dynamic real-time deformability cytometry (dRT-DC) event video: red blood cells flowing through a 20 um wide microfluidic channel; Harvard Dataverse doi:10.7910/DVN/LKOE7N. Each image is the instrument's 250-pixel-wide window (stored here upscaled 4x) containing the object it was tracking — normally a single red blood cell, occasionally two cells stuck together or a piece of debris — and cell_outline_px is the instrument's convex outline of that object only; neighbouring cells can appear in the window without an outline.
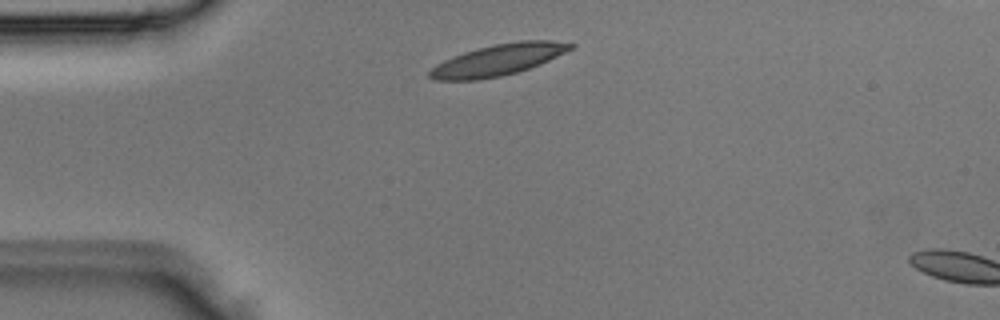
{"species": "Egyptian fruit bat (a non-hibernating species)", "species_latin": "Rousettus aegyptiacus", "temperature_condition": "room temperature", "stored_images_in_passage": 4, "segment_of_instrument_passage": [2, 2], "camera_frame_rate_fps": 3000, "um_per_image_px": 0.085, "animal": {"sex": "male"}, "frame": {"image": 1, "passage_image": 4, "time_ms": 1.0, "image_size_px": [1000, 320], "cell_outline_px": [[576, 44], [572, 48], [540, 64], [516, 72], [500, 76], [476, 80], [432, 80], [428, 76], [428, 72], [436, 64], [444, 60], [464, 52], [496, 44], [520, 40], [552, 40]], "centroid_in_image_um": [42.31, 5.09], "position_along_channel_um": 42.7, "area_um2": 25.32}}